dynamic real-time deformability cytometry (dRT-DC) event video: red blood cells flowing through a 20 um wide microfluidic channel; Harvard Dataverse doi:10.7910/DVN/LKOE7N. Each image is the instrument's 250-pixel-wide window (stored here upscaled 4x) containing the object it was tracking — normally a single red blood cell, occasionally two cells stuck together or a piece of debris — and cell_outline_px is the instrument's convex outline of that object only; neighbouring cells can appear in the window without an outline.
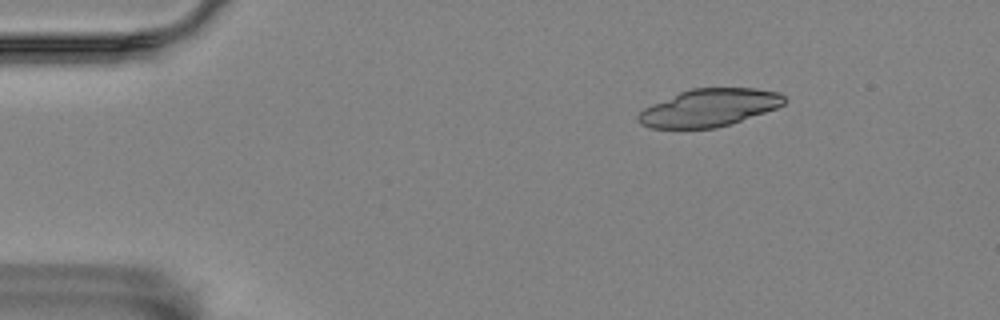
{"species": "Egyptian fruit bat (a non-hibernating species)", "species_latin": "Rousettus aegyptiacus", "temperature_condition": "room temperature", "stored_images_in_passage": 2, "camera_frame_rate_fps": 3000, "um_per_image_px": 0.085, "animal": {"sex": "female"}, "frame": {"image": 1, "passage_image": 1, "time_ms": 0.0, "image_size_px": [1000, 320], "cell_outline_px": [[784, 104], [776, 108], [716, 128], [652, 128], [640, 124], [636, 120], [636, 116], [644, 108], [652, 104], [680, 92], [692, 88], [756, 88], [780, 92], [784, 96]], "centroid_in_image_um": [60.25, 9.15], "position_along_channel_um": 24.8, "area_um2": 31.67}}